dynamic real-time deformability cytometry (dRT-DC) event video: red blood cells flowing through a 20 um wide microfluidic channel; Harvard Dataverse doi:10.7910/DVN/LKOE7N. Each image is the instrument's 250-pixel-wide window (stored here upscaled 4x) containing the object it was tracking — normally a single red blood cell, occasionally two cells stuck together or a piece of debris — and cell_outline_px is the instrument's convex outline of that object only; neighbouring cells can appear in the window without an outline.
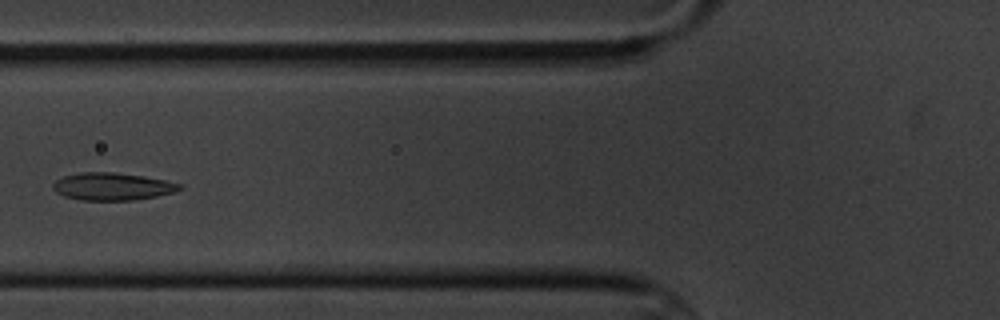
{"species": "common noctule bat (a hibernating species)", "species_latin": "Nyctalus noctula", "temperature_condition": "cold", "stored_images_in_passage": 10, "camera_frame_rate_fps": 3000, "um_per_image_px": 0.085, "animal": {"sex": "male", "body_mass_g": 20.1, "forearm_length_mm": 53.5}, "frame": {"image": 1, "passage_image": 7, "time_ms": 7.333, "image_size_px": [1000, 320], "cell_outline_px": [[184, 188], [172, 192], [156, 196], [136, 200], [80, 200], [64, 196], [56, 192], [52, 188], [52, 184], [56, 180], [64, 176], [80, 172], [116, 172], [144, 176], [184, 184]], "centroid_in_image_um": [9.55, 15.85], "position_along_channel_um": 116.2, "area_um2": 20.4}}
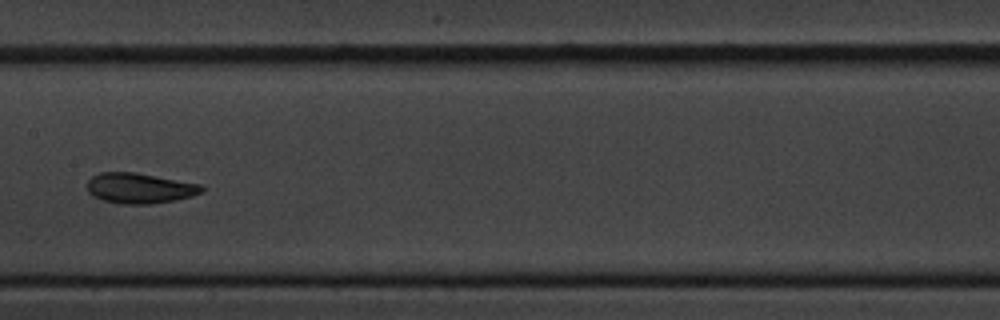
{"frame": {"image": 2, "passage_image": 9, "time_ms": 9.667, "image_size_px": [1000, 320], "cell_outline_px": [[204, 192], [192, 196], [176, 200], [152, 204], [120, 204], [104, 200], [92, 196], [88, 192], [88, 180], [92, 176], [100, 172], [136, 172], [200, 184], [204, 188]], "centroid_in_image_um": [11.88, 16.0], "position_along_channel_um": 195.5, "area_um2": 20.4}}
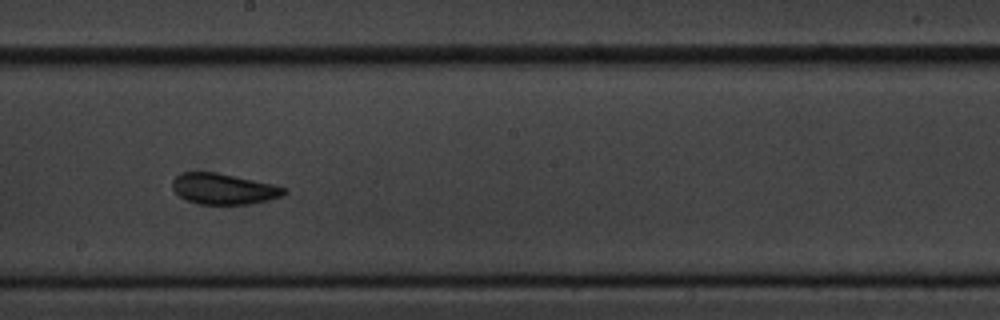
{"frame": {"image": 3, "passage_image": 10, "time_ms": 10.667, "image_size_px": [1000, 320], "cell_outline_px": [[288, 192], [284, 196], [252, 204], [200, 204], [188, 200], [180, 196], [172, 188], [172, 180], [176, 176], [184, 172], [216, 172], [272, 184], [288, 188]], "centroid_in_image_um": [19.05, 16.06], "position_along_channel_um": 229.2, "area_um2": 20.06}}